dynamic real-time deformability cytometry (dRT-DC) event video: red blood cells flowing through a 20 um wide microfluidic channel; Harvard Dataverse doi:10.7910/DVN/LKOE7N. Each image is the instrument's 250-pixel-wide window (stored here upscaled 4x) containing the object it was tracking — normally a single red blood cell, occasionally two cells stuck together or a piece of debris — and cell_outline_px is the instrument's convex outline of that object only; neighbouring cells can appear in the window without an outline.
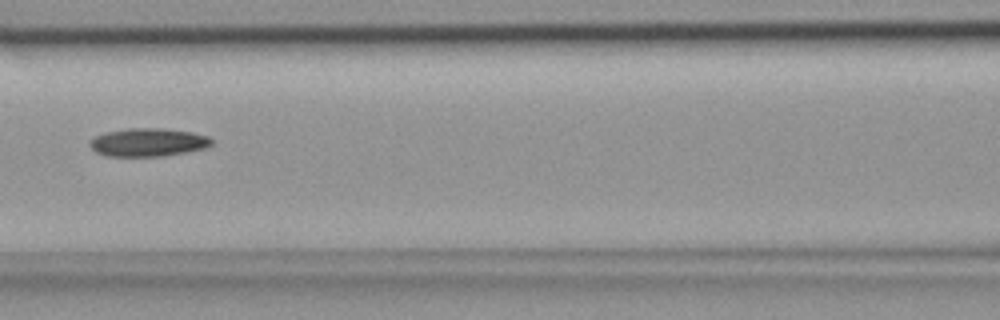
{"species": "common noctule bat (a hibernating species)", "species_latin": "Nyctalus noctula", "temperature_condition": "room temperature", "stored_images_in_passage": 3, "camera_frame_rate_fps": 3000, "um_per_image_px": 0.085, "animal": {"sex": "female", "body_mass_g": 18.4}, "frame": {"image": 1, "passage_image": 3, "time_ms": 0.667, "image_size_px": [1000, 320], "cell_outline_px": [[212, 144], [204, 148], [164, 156], [108, 156], [96, 152], [88, 144], [96, 136], [104, 132], [128, 128], [160, 128], [192, 132], [208, 136], [212, 140]], "centroid_in_image_um": [12.58, 12.09], "position_along_channel_um": 154.0, "area_um2": 19.88}}